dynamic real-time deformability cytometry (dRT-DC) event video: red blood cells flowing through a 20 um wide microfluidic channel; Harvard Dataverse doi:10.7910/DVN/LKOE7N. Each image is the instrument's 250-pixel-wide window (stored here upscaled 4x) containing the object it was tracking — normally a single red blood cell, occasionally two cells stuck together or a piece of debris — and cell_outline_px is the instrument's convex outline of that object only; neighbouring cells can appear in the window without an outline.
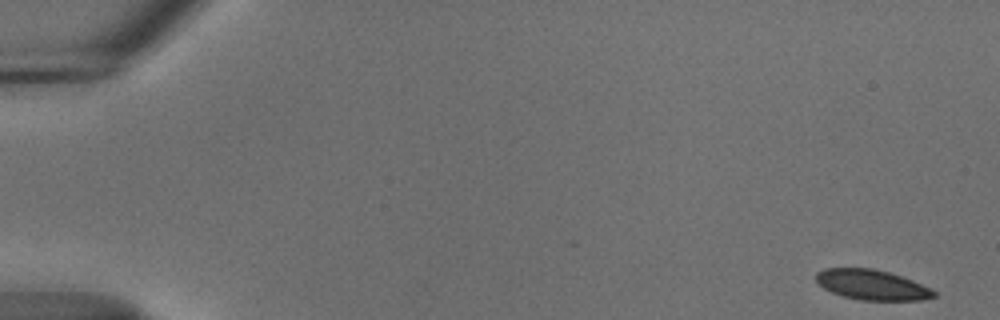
{"species": "common noctule bat (a hibernating species)", "species_latin": "Nyctalus noctula", "temperature_condition": "cold", "stored_images_in_passage": 54, "camera_frame_rate_fps": 3000, "um_per_image_px": 0.085, "animal": {"sex": "male", "body_mass_g": 18.8}, "frame": {"image": 1, "passage_image": 1, "time_ms": 0.0, "image_size_px": [1000, 320], "cell_outline_px": [[936, 296], [920, 300], [860, 300], [844, 296], [832, 292], [824, 288], [816, 280], [816, 272], [824, 268], [872, 268], [888, 272], [912, 280], [936, 292]], "centroid_in_image_um": [74.08, 24.2], "position_along_channel_um": 10.9, "area_um2": 20.4}}
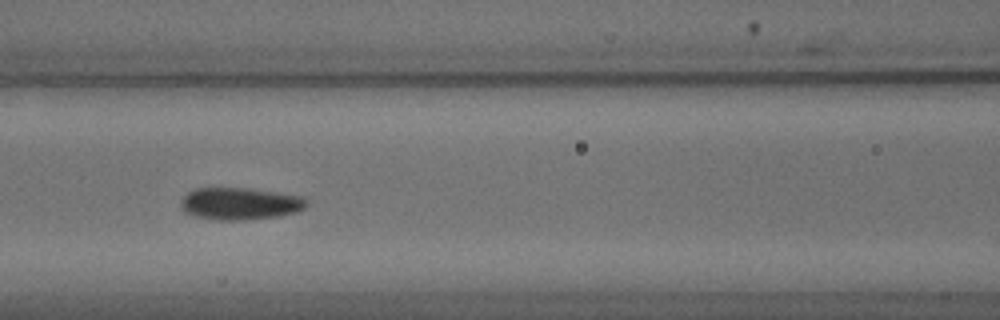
{"frame": {"image": 2, "passage_image": 24, "time_ms": 7.667, "image_size_px": [1000, 320], "cell_outline_px": [[308, 204], [304, 208], [296, 212], [276, 216], [248, 220], [212, 220], [196, 216], [184, 212], [180, 208], [180, 200], [188, 192], [196, 188], [248, 188], [276, 192], [300, 196], [308, 200]], "centroid_in_image_um": [20.36, 17.31], "position_along_channel_um": 146.2, "area_um2": 23.7}}
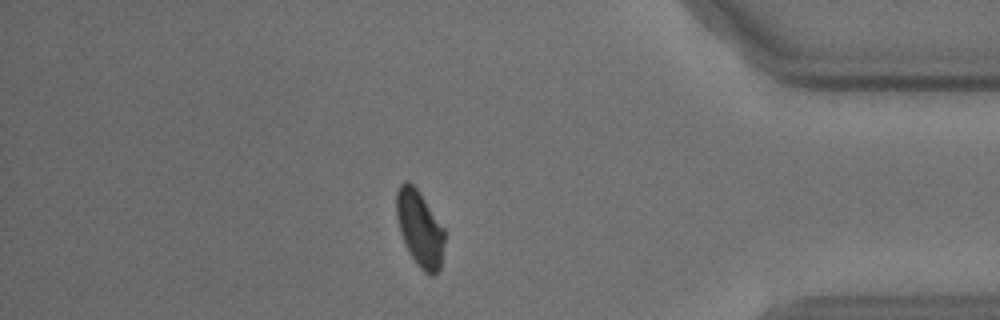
{"frame": {"image": 3, "passage_image": 47, "time_ms": 15.333, "image_size_px": [1000, 320], "cell_outline_px": [[444, 244], [440, 268], [432, 276], [428, 276], [416, 264], [400, 232], [396, 216], [396, 192], [400, 184], [404, 180], [408, 180], [416, 188], [444, 228]], "centroid_in_image_um": [35.67, 19.42], "position_along_channel_um": 399.5, "area_um2": 21.04}, "authors_computed_cell_mechanics": {"area_um2": 22.4553, "velocity_mm_per_s": 3.679, "shape_relaxation_time_tau1_ms": 4.0962, "shape_relaxation_time_tau2_ms": 7.178, "deformation_change_tau1": 0.1046, "deformation_change_tau2": 0.0775}}